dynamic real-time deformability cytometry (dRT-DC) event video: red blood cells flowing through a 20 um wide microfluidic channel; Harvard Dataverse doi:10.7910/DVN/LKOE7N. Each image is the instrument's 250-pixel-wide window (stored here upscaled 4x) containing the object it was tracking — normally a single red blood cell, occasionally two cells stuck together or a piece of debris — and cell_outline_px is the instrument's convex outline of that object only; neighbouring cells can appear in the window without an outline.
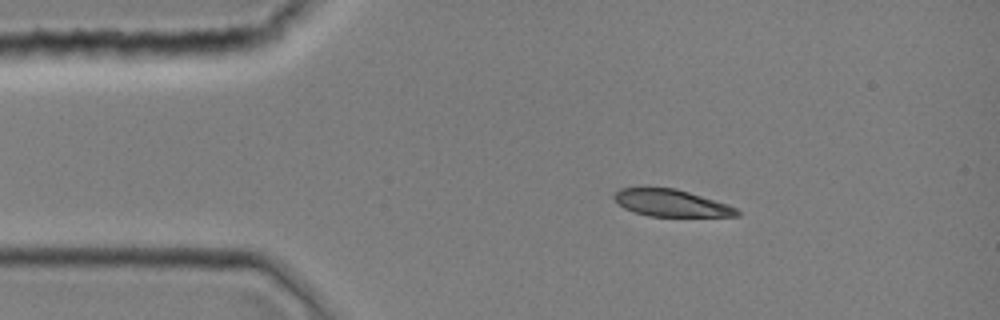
{"species": "common noctule bat (a hibernating species)", "species_latin": "Nyctalus noctula", "temperature_condition": "room temperature", "stored_images_in_passage": 37, "camera_frame_rate_fps": 3000, "um_per_image_px": 0.085, "animal": {"sex": "female", "body_mass_g": 19.0, "forearm_length_mm": 51.5}, "frame": {"image": 1, "passage_image": 1, "time_ms": 0.0, "image_size_px": [1000, 320], "cell_outline_px": [[740, 212], [736, 216], [648, 216], [624, 208], [612, 196], [620, 188], [640, 184], [644, 184], [676, 188], [728, 204], [736, 208]], "centroid_in_image_um": [56.97, 17.19], "position_along_channel_um": 28.0, "area_um2": 19.88}}
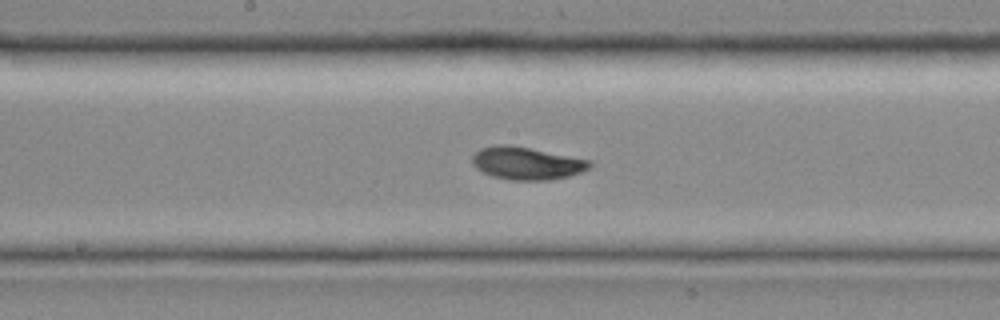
{"frame": {"image": 2, "passage_image": 16, "time_ms": 5.0, "image_size_px": [1000, 320], "cell_outline_px": [[592, 164], [588, 168], [580, 172], [568, 176], [548, 180], [512, 180], [492, 176], [476, 168], [472, 164], [472, 156], [480, 148], [496, 144], [512, 144], [592, 160]], "centroid_in_image_um": [44.76, 13.85], "position_along_channel_um": 203.4, "area_um2": 22.48}}
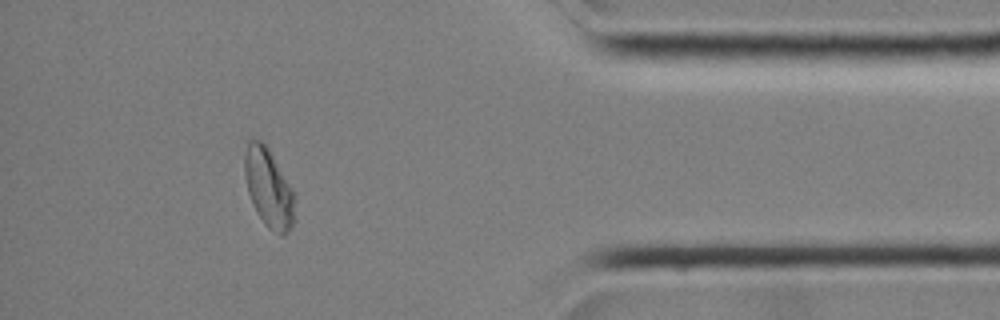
{"frame": {"image": 3, "passage_image": 32, "time_ms": 10.333, "image_size_px": [1000, 320], "cell_outline_px": [[296, 220], [288, 232], [284, 236], [280, 236], [268, 228], [264, 224], [256, 212], [252, 204], [248, 192], [244, 176], [244, 156], [248, 140], [252, 136], [260, 140], [268, 148], [292, 188], [296, 196]], "centroid_in_image_um": [22.86, 16.02], "position_along_channel_um": 412.3, "area_um2": 23.7}}